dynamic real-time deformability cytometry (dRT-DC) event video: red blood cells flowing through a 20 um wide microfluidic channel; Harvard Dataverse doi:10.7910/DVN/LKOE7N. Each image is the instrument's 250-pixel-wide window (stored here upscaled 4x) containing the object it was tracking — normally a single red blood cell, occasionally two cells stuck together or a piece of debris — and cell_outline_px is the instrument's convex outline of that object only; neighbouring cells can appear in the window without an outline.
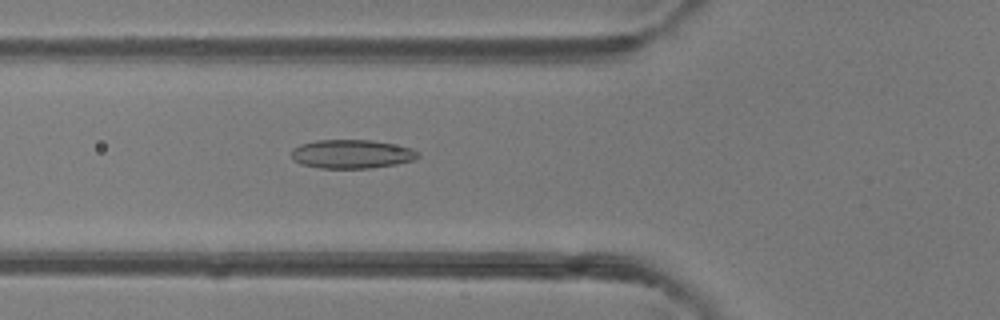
{"species": "common noctule bat (a hibernating species)", "species_latin": "Nyctalus noctula", "temperature_condition": "room temperature", "stored_images_in_passage": 49, "camera_frame_rate_fps": 3000, "um_per_image_px": 0.085, "animal": {"sex": "female"}, "frame": {"image": 1, "passage_image": 18, "time_ms": 5.667, "image_size_px": [1000, 320], "cell_outline_px": [[420, 156], [412, 160], [396, 164], [372, 168], [320, 168], [300, 164], [292, 160], [292, 148], [300, 144], [316, 140], [372, 140], [412, 148], [420, 152]], "centroid_in_image_um": [29.88, 13.09], "position_along_channel_um": 95.9, "area_um2": 21.33}}
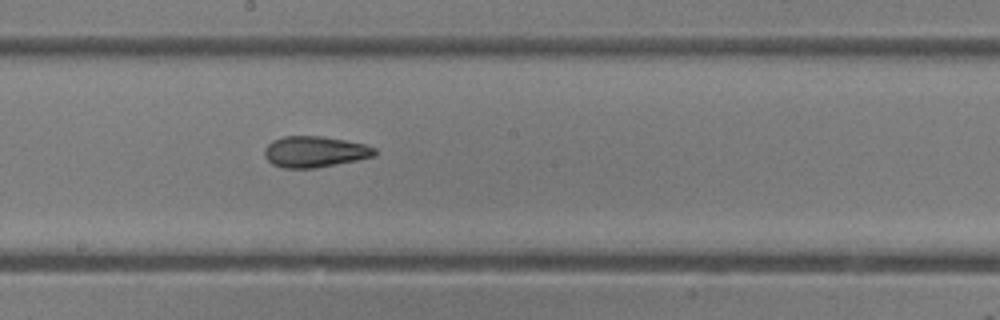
{"frame": {"image": 2, "passage_image": 27, "time_ms": 8.667, "image_size_px": [1000, 320], "cell_outline_px": [[376, 156], [316, 168], [284, 168], [272, 164], [264, 156], [264, 148], [272, 140], [284, 136], [320, 136], [344, 140], [364, 144], [376, 148]], "centroid_in_image_um": [26.73, 12.9], "position_along_channel_um": 221.5, "area_um2": 19.94}}
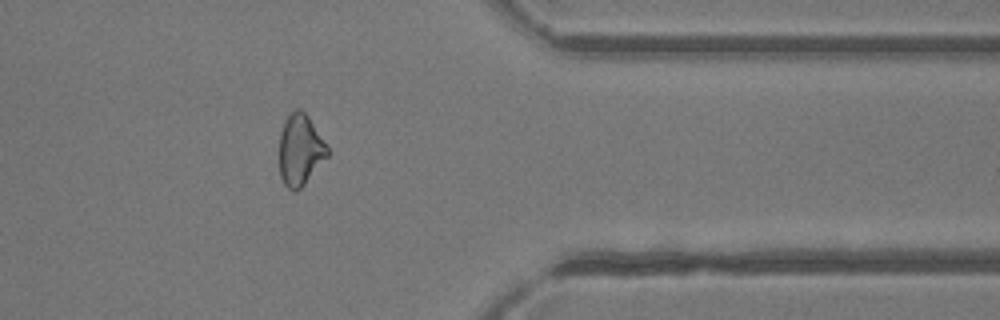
{"frame": {"image": 3, "passage_image": 40, "time_ms": 13.0, "image_size_px": [1000, 320], "cell_outline_px": [[328, 156], [304, 184], [300, 188], [288, 188], [284, 184], [280, 176], [280, 132], [284, 120], [296, 108], [300, 108], [308, 116], [328, 144]], "centroid_in_image_um": [25.53, 12.7], "position_along_channel_um": 385.9, "area_um2": 19.83}, "authors_computed_cell_mechanics": {"area_um2": 20.9814, "velocity_mm_per_s": 4.1596, "shape_relaxation_time_tau1_ms": 5.6726, "shape_relaxation_time_tau2_ms": 3.154, "deformation_change_tau1": 0.1407, "deformation_change_tau2": 0.1071}}